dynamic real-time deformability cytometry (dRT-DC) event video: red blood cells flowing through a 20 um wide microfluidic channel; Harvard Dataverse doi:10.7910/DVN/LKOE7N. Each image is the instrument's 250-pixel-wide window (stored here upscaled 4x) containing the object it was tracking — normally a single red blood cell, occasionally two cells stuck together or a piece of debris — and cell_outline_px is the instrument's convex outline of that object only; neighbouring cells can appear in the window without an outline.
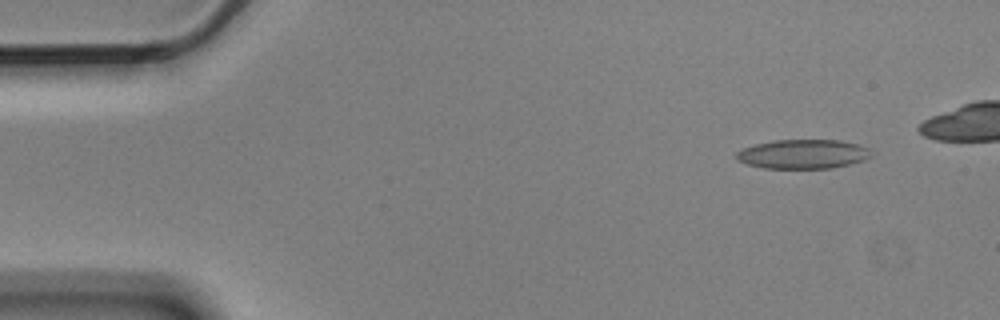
{"species": "Egyptian fruit bat (a non-hibernating species)", "species_latin": "Rousettus aegyptiacus", "temperature_condition": "cold", "stored_images_in_passage": 5, "camera_frame_rate_fps": 3000, "um_per_image_px": 0.085, "animal": {"sex": "male"}, "frame": {"image": 1, "passage_image": 2, "time_ms": 0.333, "image_size_px": [1000, 320], "cell_outline_px": [[872, 156], [864, 160], [832, 168], [764, 168], [748, 164], [736, 160], [736, 152], [744, 148], [756, 144], [776, 140], [840, 140], [856, 144], [868, 148]], "centroid_in_image_um": [68.25, 13.1], "position_along_channel_um": 16.8, "area_um2": 22.77}}